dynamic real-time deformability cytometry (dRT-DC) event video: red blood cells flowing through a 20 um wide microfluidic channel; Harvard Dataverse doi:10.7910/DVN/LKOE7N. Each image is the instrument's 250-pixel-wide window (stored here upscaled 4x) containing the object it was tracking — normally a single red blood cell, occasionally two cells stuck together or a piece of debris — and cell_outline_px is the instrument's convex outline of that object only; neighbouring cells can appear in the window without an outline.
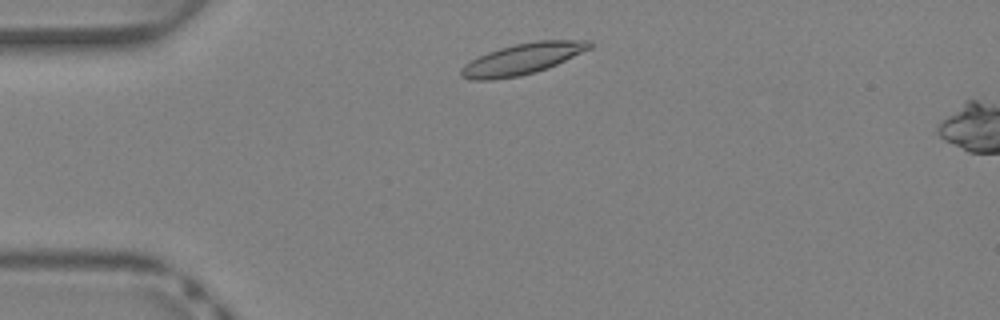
{"species": "Egyptian fruit bat (a non-hibernating species)", "species_latin": "Rousettus aegyptiacus", "temperature_condition": "warm", "stored_images_in_passage": 6, "camera_frame_rate_fps": 3000, "um_per_image_px": 0.085, "animal": {"sex": "female"}, "frame": {"image": 1, "passage_image": 3, "time_ms": 0.667, "image_size_px": [1000, 320], "cell_outline_px": [[592, 48], [548, 68], [536, 72], [520, 76], [492, 80], [468, 80], [460, 76], [460, 68], [464, 64], [488, 52], [500, 48], [516, 44], [536, 40], [592, 40]], "centroid_in_image_um": [44.41, 5.01], "position_along_channel_um": 40.6, "area_um2": 23.35}}